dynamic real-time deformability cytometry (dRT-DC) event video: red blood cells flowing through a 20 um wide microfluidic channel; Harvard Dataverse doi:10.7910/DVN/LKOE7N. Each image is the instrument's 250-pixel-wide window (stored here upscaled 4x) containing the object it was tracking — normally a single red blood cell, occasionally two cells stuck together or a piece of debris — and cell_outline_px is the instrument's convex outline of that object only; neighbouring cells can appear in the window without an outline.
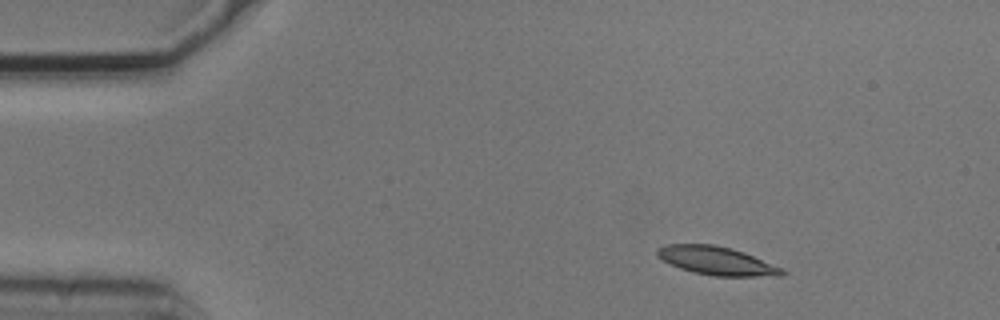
{"species": "common noctule bat (a hibernating species)", "species_latin": "Nyctalus noctula", "temperature_condition": "cold", "stored_images_in_passage": 4, "camera_frame_rate_fps": 3000, "um_per_image_px": 0.085, "animal": {"sex": "male", "body_mass_g": 20.5, "forearm_length_mm": 52.5}, "frame": {"image": 1, "passage_image": 2, "time_ms": 0.333, "image_size_px": [1000, 320], "cell_outline_px": [[788, 272], [780, 276], [716, 276], [692, 272], [680, 268], [656, 256], [656, 248], [664, 244], [712, 244], [732, 248], [744, 252], [784, 268]], "centroid_in_image_um": [60.94, 22.16], "position_along_channel_um": 24.1, "area_um2": 20.81}}
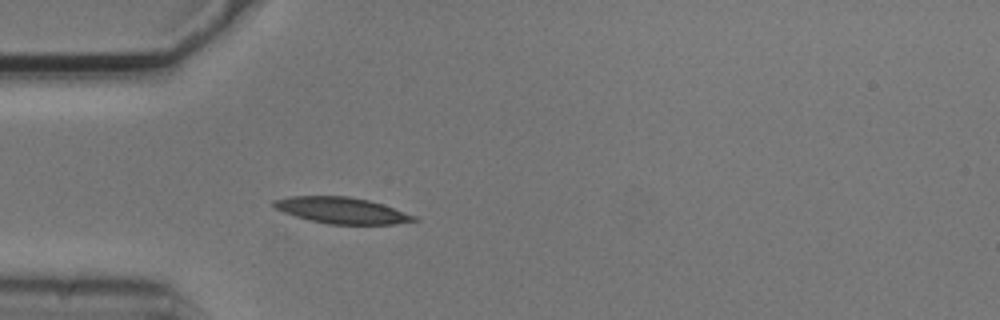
{"frame": {"image": 2, "passage_image": 4, "time_ms": 1.0, "image_size_px": [1000, 320], "cell_outline_px": [[420, 220], [396, 224], [328, 224], [308, 220], [284, 212], [276, 208], [272, 204], [272, 200], [288, 196], [348, 196], [368, 200], [416, 216]], "centroid_in_image_um": [29.02, 17.88], "position_along_channel_um": 56.0, "area_um2": 21.27}}